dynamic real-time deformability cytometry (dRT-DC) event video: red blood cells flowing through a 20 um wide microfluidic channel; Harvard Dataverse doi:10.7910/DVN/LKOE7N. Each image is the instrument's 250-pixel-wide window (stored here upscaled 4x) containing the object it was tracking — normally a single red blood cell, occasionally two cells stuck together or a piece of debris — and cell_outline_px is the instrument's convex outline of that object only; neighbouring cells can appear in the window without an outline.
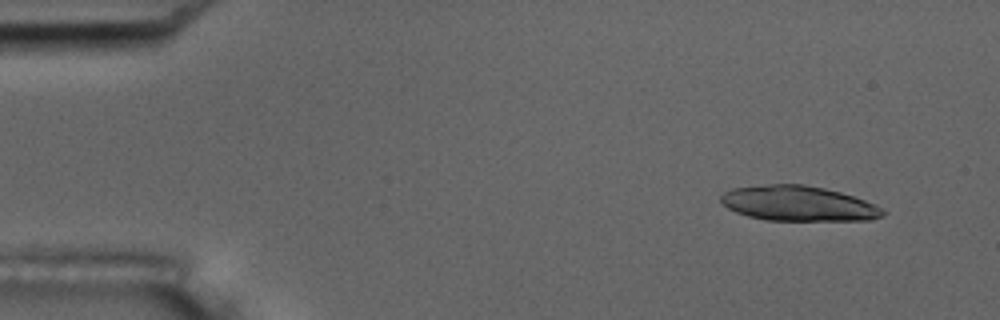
{"species": "common noctule bat (a hibernating species)", "species_latin": "Nyctalus noctula", "temperature_condition": "room temperature", "stored_images_in_passage": 37, "camera_frame_rate_fps": 3000, "um_per_image_px": 0.085, "animal": {"sex": "male", "body_mass_g": 17.5, "forearm_length_mm": 52.3}, "frame": {"image": 1, "passage_image": 5, "time_ms": 1.333, "image_size_px": [1000, 320], "cell_outline_px": [[888, 212], [884, 216], [868, 220], [764, 220], [748, 216], [736, 212], [728, 208], [720, 200], [720, 196], [724, 192], [732, 188], [768, 184], [804, 184], [824, 188], [840, 192], [876, 204], [884, 208]], "centroid_in_image_um": [67.88, 17.3], "position_along_channel_um": 17.1, "area_um2": 33.23}}